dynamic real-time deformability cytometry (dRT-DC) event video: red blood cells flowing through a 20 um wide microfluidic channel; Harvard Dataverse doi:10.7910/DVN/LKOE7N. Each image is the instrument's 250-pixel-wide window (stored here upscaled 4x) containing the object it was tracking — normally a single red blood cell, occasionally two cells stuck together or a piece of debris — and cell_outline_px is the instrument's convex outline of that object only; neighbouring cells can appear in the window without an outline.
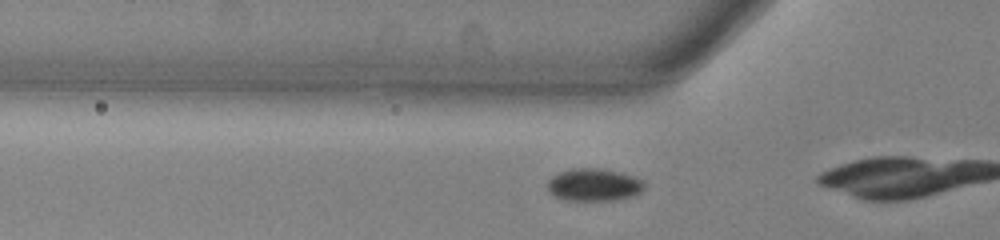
{"species": "common noctule bat (a hibernating species)", "species_latin": "Nyctalus noctula", "temperature_condition": "warm", "stored_images_in_passage": 16, "camera_frame_rate_fps": 3000, "um_per_image_px": 0.085, "animal": {"sex": "male", "body_mass_g": 13.0, "forearm_length_mm": 53.1}, "frame": {"image": 1, "passage_image": 14, "time_ms": 4.333, "image_size_px": [1000, 240], "cell_outline_px": [[644, 188], [640, 192], [632, 196], [612, 200], [564, 200], [556, 196], [548, 188], [548, 180], [552, 176], [560, 172], [572, 168], [600, 168], [620, 172], [636, 176], [644, 180]], "centroid_in_image_um": [50.51, 15.69], "position_along_channel_um": 75.3, "area_um2": 18.32}}